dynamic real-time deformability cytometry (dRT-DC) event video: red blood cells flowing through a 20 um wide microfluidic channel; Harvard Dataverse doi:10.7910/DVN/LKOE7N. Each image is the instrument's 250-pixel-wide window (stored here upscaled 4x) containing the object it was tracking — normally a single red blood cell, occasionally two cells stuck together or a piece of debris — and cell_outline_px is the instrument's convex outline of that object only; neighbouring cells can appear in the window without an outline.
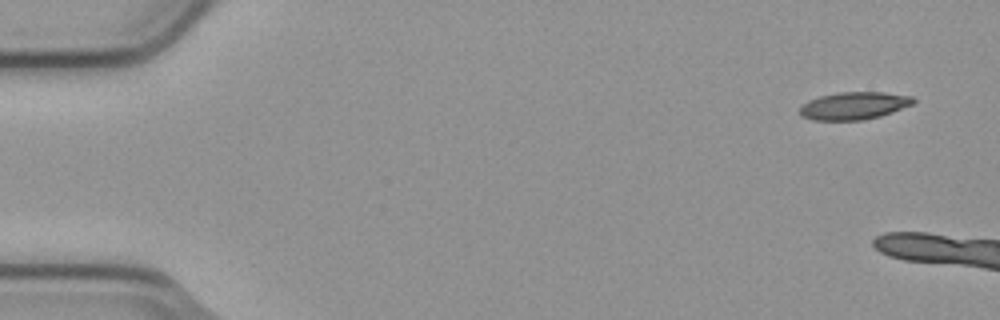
{"species": "common noctule bat (a hibernating species)", "species_latin": "Nyctalus noctula", "temperature_condition": "cold", "stored_images_in_passage": 2, "camera_frame_rate_fps": 3000, "um_per_image_px": 0.085, "animal": {"sex": "male", "body_mass_g": 23.1, "forearm_length_mm": 52.7}, "frame": {"image": 1, "passage_image": 1, "time_ms": 0.0, "image_size_px": [1000, 320], "cell_outline_px": [[916, 100], [912, 104], [892, 112], [880, 116], [864, 120], [812, 120], [800, 116], [800, 108], [808, 100], [820, 96], [840, 92], [884, 92], [912, 96]], "centroid_in_image_um": [72.58, 8.99], "position_along_channel_um": 12.4, "area_um2": 18.21}}